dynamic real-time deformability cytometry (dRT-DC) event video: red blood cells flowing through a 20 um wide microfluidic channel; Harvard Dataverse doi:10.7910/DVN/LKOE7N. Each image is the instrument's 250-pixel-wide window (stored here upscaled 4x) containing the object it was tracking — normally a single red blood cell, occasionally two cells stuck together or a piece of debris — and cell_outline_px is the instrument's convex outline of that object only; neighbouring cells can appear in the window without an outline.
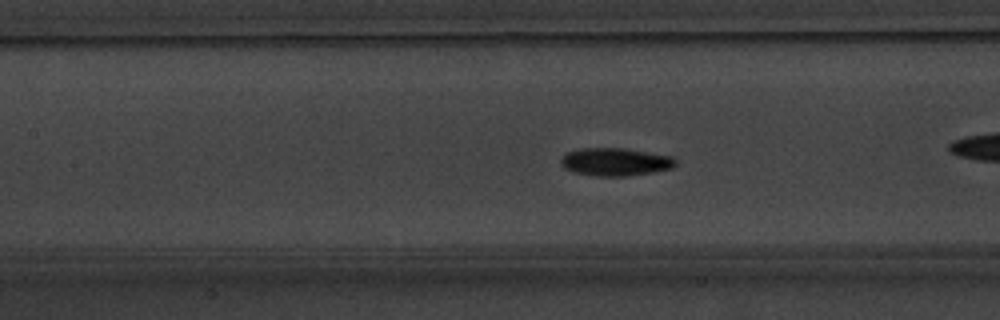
{"species": "common noctule bat (a hibernating species)", "species_latin": "Nyctalus noctula", "temperature_condition": "warm", "stored_images_in_passage": 53, "camera_frame_rate_fps": 3000, "um_per_image_px": 0.085, "animal": {"sex": "male", "body_mass_g": 20.1, "forearm_length_mm": 53.5}, "frame": {"image": 1, "passage_image": 23, "time_ms": 7.333, "image_size_px": [1000, 320], "cell_outline_px": [[676, 164], [672, 168], [652, 172], [624, 176], [596, 176], [572, 172], [564, 168], [560, 164], [560, 160], [564, 152], [580, 148], [624, 148], [672, 156], [676, 160]], "centroid_in_image_um": [52.24, 13.75], "position_along_channel_um": 155.2, "area_um2": 18.79}}
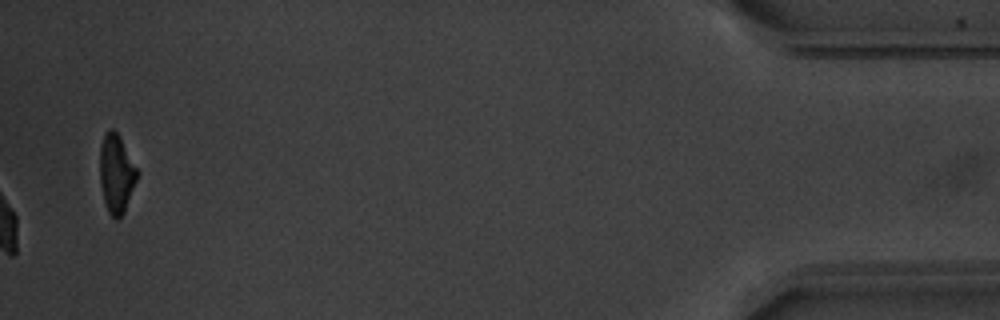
{"frame": {"image": 2, "passage_image": 53, "time_ms": 17.333, "image_size_px": [1000, 320], "cell_outline_px": [[140, 172], [124, 212], [116, 220], [108, 212], [104, 200], [100, 184], [100, 148], [104, 132], [108, 128], [112, 128], [120, 136]], "centroid_in_image_um": [9.9, 14.72], "position_along_channel_um": 425.3, "area_um2": 17.28}, "authors_computed_cell_mechanics": {"area_um2": 17.1088, "velocity_mm_per_s": 3.7748, "shape_relaxation_time_tau1_ms": 2.1748, "shape_relaxation_time_tau2_ms": 2.6545, "deformation_change_tau1": 0.1335, "deformation_change_tau2": 0.0498}}